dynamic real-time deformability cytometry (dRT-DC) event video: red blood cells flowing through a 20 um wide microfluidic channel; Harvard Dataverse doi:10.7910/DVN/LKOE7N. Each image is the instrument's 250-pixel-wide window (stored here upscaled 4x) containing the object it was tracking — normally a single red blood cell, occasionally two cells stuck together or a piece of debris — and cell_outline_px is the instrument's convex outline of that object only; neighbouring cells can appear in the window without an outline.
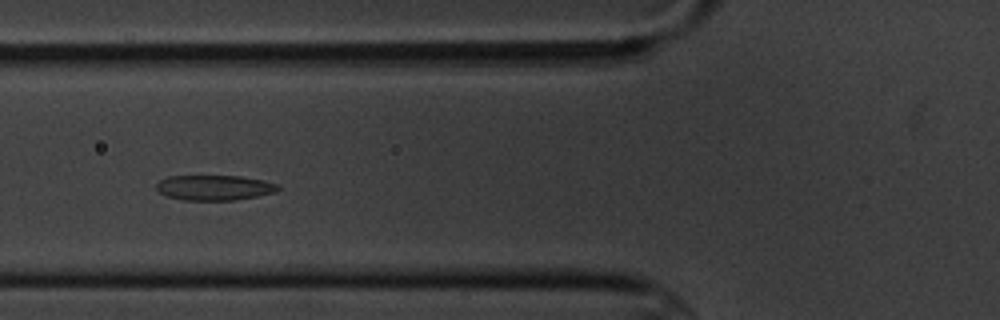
{"species": "common noctule bat (a hibernating species)", "species_latin": "Nyctalus noctula", "temperature_condition": "cold", "stored_images_in_passage": 9, "camera_frame_rate_fps": 3000, "um_per_image_px": 0.085, "animal": {"sex": "male", "body_mass_g": 20.1, "forearm_length_mm": 53.5}, "frame": {"image": 1, "passage_image": 6, "time_ms": 6.0, "image_size_px": [1000, 320], "cell_outline_px": [[280, 188], [276, 192], [236, 200], [184, 200], [168, 196], [160, 192], [156, 188], [156, 184], [160, 180], [168, 176], [240, 176], [280, 184]], "centroid_in_image_um": [18.23, 15.95], "position_along_channel_um": 107.6, "area_um2": 17.74}}
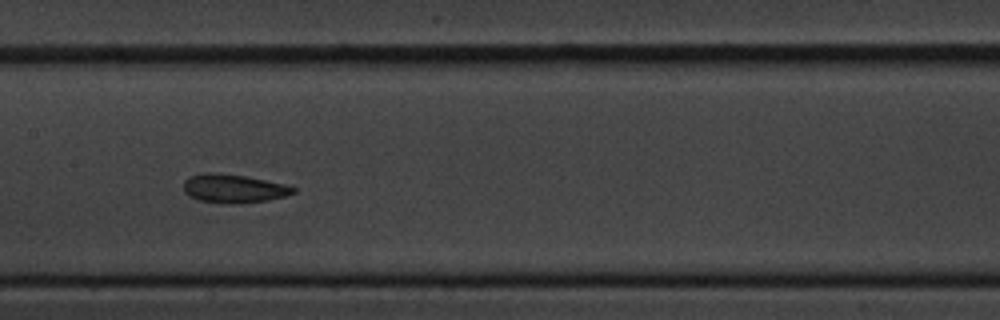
{"frame": {"image": 2, "passage_image": 8, "time_ms": 8.333, "image_size_px": [1000, 320], "cell_outline_px": [[296, 192], [284, 196], [268, 200], [236, 204], [224, 204], [200, 200], [188, 196], [184, 192], [184, 180], [188, 176], [204, 172], [216, 172], [244, 176], [284, 184], [296, 188]], "centroid_in_image_um": [19.81, 16.02], "position_along_channel_um": 187.6, "area_um2": 18.38}}
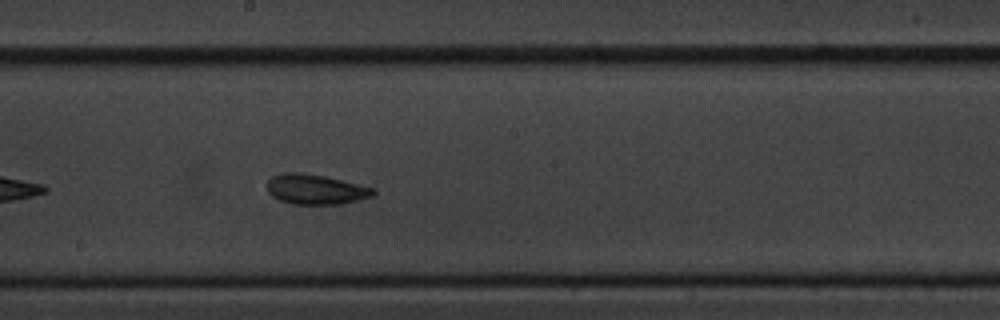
{"frame": {"image": 3, "passage_image": 9, "time_ms": 9.333, "image_size_px": [1000, 320], "cell_outline_px": [[376, 192], [372, 196], [340, 204], [292, 204], [280, 200], [272, 196], [268, 192], [264, 184], [272, 176], [280, 172], [296, 172], [324, 176], [376, 188]], "centroid_in_image_um": [26.78, 16.08], "position_along_channel_um": 221.4, "area_um2": 18.67}}